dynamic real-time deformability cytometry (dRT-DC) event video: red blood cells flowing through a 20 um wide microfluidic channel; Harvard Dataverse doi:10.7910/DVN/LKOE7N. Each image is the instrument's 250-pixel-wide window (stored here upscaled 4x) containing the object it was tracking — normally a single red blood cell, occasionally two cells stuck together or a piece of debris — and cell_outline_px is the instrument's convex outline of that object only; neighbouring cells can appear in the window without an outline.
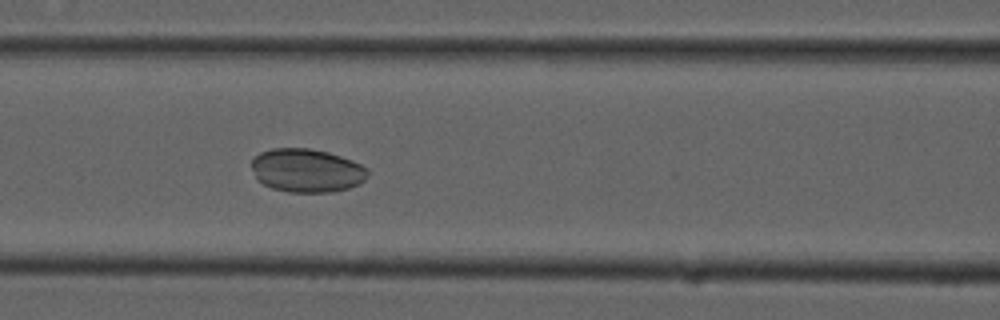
{"species": "common noctule bat (a hibernating species)", "species_latin": "Nyctalus noctula", "temperature_condition": "cold", "stored_images_in_passage": 54, "camera_frame_rate_fps": 3000, "um_per_image_px": 0.085, "animal": {"sex": "male", "forearm_length_mm": 52.5}, "frame": {"image": 1, "passage_image": 23, "time_ms": 7.333, "image_size_px": [1000, 320], "cell_outline_px": [[368, 172], [364, 180], [360, 184], [348, 188], [332, 192], [288, 192], [272, 188], [264, 184], [256, 176], [252, 168], [252, 160], [260, 152], [272, 148], [308, 148], [328, 152], [352, 160], [368, 168]], "centroid_in_image_um": [26.09, 14.49], "position_along_channel_um": 140.5, "area_um2": 29.36}}
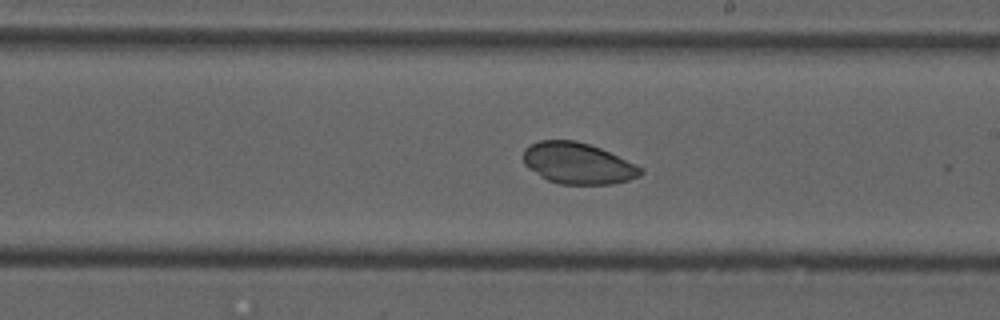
{"frame": {"image": 2, "passage_image": 31, "time_ms": 10.0, "image_size_px": [1000, 320], "cell_outline_px": [[644, 172], [640, 176], [628, 180], [612, 184], [560, 184], [548, 180], [540, 176], [528, 168], [524, 164], [524, 148], [540, 140], [576, 140], [600, 148], [644, 168]], "centroid_in_image_um": [49.12, 13.89], "position_along_channel_um": 239.9, "area_um2": 28.15}}
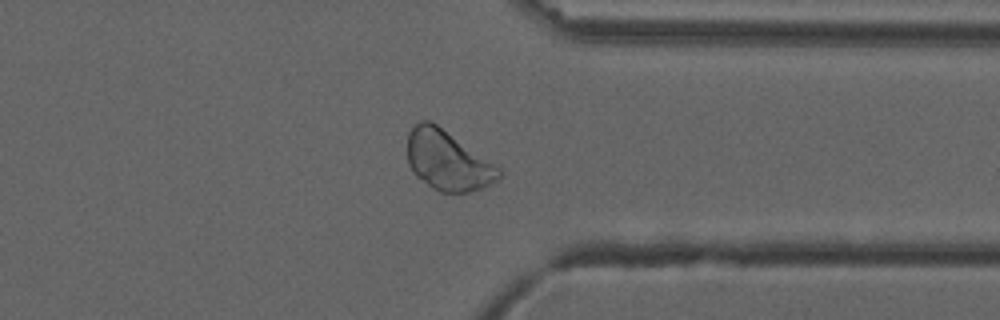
{"frame": {"image": 3, "passage_image": 42, "time_ms": 13.667, "image_size_px": [1000, 320], "cell_outline_px": [[500, 176], [496, 180], [480, 188], [468, 192], [440, 192], [416, 176], [408, 164], [408, 132], [420, 120], [428, 120], [436, 124], [500, 164]], "centroid_in_image_um": [38.09, 13.62], "position_along_channel_um": 373.3, "area_um2": 31.96}}